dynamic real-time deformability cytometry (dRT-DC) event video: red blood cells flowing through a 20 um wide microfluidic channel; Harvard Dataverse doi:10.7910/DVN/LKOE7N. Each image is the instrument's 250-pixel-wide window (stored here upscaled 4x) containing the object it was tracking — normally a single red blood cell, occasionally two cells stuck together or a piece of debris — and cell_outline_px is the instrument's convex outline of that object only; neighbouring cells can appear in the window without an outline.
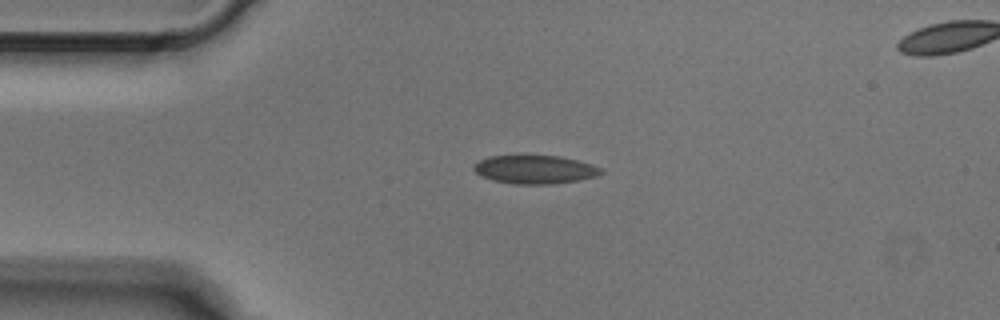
{"species": "Egyptian fruit bat (a non-hibernating species)", "species_latin": "Rousettus aegyptiacus", "temperature_condition": "cold", "stored_images_in_passage": 3, "segment_of_instrument_passage": [1, 2], "camera_frame_rate_fps": 3000, "um_per_image_px": 0.085, "animal": {"sex": "male"}, "frame": {"image": 1, "passage_image": 2, "time_ms": 0.333, "image_size_px": [1000, 320], "cell_outline_px": [[604, 172], [596, 176], [580, 180], [552, 184], [516, 184], [492, 180], [480, 176], [472, 168], [480, 160], [488, 156], [560, 156], [592, 164], [600, 168]], "centroid_in_image_um": [45.47, 14.41], "position_along_channel_um": 39.5, "area_um2": 20.98}}